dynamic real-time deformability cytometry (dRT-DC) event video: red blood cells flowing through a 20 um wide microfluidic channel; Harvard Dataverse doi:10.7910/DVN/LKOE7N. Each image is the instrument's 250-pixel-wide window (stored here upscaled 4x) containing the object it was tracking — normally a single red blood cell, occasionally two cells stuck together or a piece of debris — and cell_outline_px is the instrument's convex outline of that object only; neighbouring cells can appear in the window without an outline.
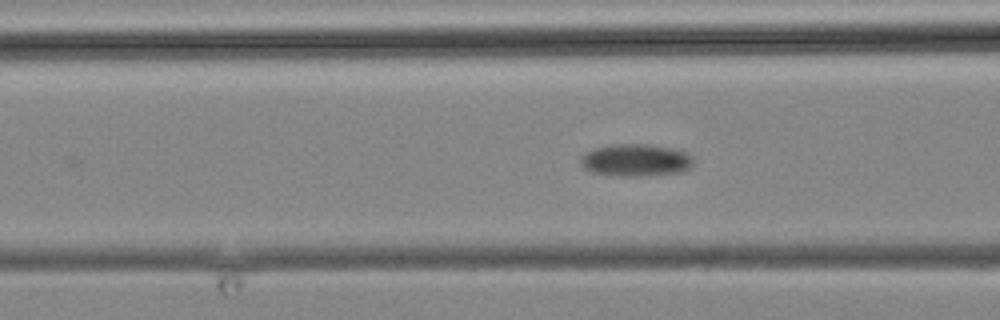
{"species": "common noctule bat (a hibernating species)", "species_latin": "Nyctalus noctula", "temperature_condition": "cold", "stored_images_in_passage": 13, "camera_frame_rate_fps": 3000, "um_per_image_px": 0.085, "animal": {"sex": "male", "body_mass_g": 19.2, "forearm_length_mm": 51.8}, "frame": {"image": 1, "passage_image": 13, "time_ms": 16.667, "image_size_px": [1000, 320], "cell_outline_px": [[692, 168], [684, 172], [640, 176], [620, 176], [592, 172], [584, 168], [580, 164], [580, 156], [584, 152], [592, 148], [612, 144], [648, 144], [672, 148], [688, 152], [692, 156]], "centroid_in_image_um": [54.04, 13.61], "position_along_channel_um": 112.6, "area_um2": 21.62}}